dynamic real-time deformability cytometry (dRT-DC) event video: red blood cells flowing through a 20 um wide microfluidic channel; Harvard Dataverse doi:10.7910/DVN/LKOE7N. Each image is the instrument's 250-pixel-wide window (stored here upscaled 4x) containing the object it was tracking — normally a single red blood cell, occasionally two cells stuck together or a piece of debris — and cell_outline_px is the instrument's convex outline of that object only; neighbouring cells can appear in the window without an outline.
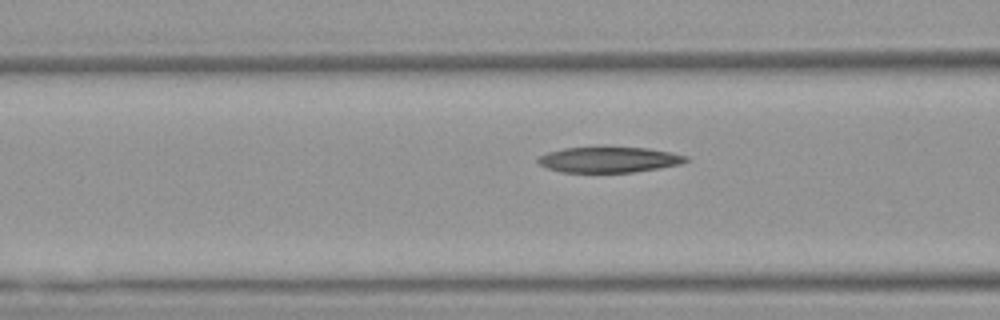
{"species": "Egyptian fruit bat (a non-hibernating species)", "species_latin": "Rousettus aegyptiacus", "temperature_condition": "warm", "stored_images_in_passage": 10, "camera_frame_rate_fps": 3000, "um_per_image_px": 0.085, "animal": {"sex": "female"}, "frame": {"image": 1, "passage_image": 7, "time_ms": 2.0, "image_size_px": [1000, 320], "cell_outline_px": [[688, 160], [680, 164], [660, 168], [632, 172], [560, 172], [548, 168], [540, 164], [536, 160], [536, 156], [548, 152], [564, 148], [648, 148], [672, 152], [688, 156]], "centroid_in_image_um": [51.75, 13.58], "position_along_channel_um": 114.8, "area_um2": 21.91}}